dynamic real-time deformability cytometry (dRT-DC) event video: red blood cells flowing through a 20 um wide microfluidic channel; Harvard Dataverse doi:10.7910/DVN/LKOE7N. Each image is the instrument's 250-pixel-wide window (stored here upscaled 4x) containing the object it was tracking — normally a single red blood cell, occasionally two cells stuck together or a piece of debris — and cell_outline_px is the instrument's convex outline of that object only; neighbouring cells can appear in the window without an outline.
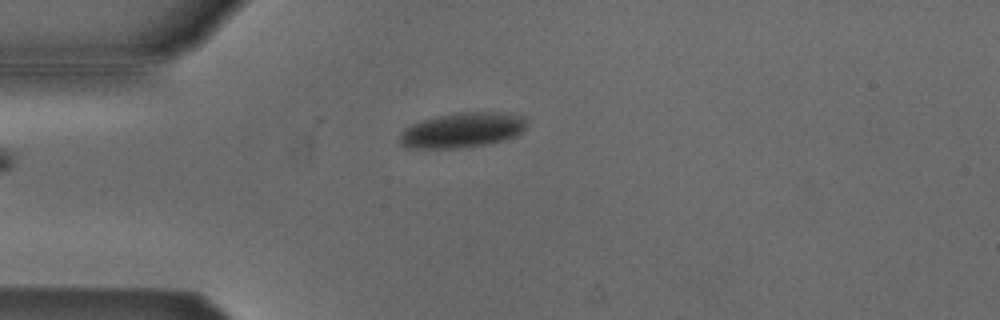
{"species": "Egyptian fruit bat (a non-hibernating species)", "species_latin": "Rousettus aegyptiacus", "temperature_condition": "cold", "stored_images_in_passage": 37, "camera_frame_rate_fps": 3000, "um_per_image_px": 0.085, "animal": {"sex": "male"}, "frame": {"image": 1, "passage_image": 1, "time_ms": 0.0, "image_size_px": [1000, 320], "cell_outline_px": [[524, 128], [516, 136], [484, 144], [460, 148], [408, 148], [400, 144], [400, 132], [404, 128], [412, 124], [436, 116], [456, 112], [500, 112], [524, 116]], "centroid_in_image_um": [39.24, 11.05], "position_along_channel_um": 45.8, "area_um2": 25.66}}
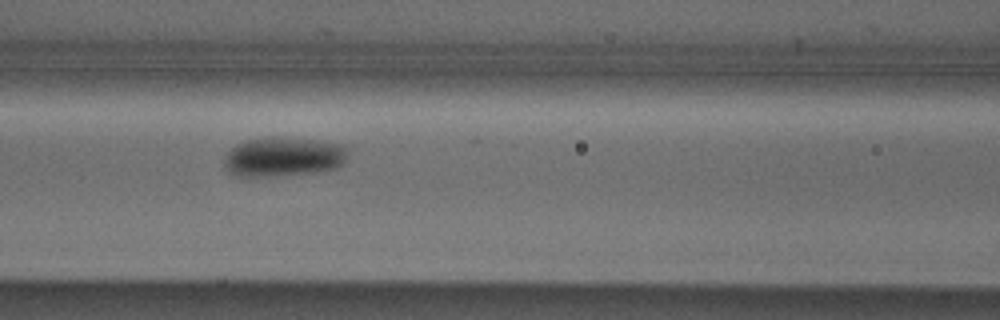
{"frame": {"image": 2, "passage_image": 10, "time_ms": 3.0, "image_size_px": [1000, 320], "cell_outline_px": [[348, 148], [344, 164], [336, 168], [316, 172], [272, 176], [236, 176], [228, 172], [224, 164], [224, 156], [236, 144], [244, 140], [264, 136], [272, 136], [312, 140], [340, 144]], "centroid_in_image_um": [24.05, 13.32], "position_along_channel_um": 142.5, "area_um2": 28.61}}
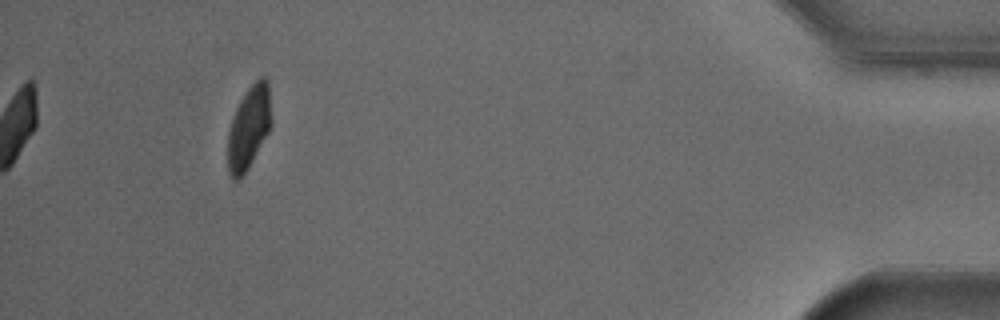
{"frame": {"image": 3, "passage_image": 37, "time_ms": 12.0, "image_size_px": [1000, 320], "cell_outline_px": [[272, 124], [268, 132], [248, 168], [236, 180], [232, 180], [228, 172], [228, 132], [236, 108], [240, 100], [248, 88], [260, 76], [264, 76], [268, 80], [272, 120]], "centroid_in_image_um": [21.16, 10.8], "position_along_channel_um": 414.0, "area_um2": 20.92}, "authors_computed_cell_mechanics": {"area_um2": 25.8366, "velocity_mm_per_s": 3.7907, "shape_relaxation_time_tau1_ms": 3.1714, "shape_relaxation_time_tau2_ms": null, "deformation_change_tau1": 0.0719, "deformation_change_tau2": null}}